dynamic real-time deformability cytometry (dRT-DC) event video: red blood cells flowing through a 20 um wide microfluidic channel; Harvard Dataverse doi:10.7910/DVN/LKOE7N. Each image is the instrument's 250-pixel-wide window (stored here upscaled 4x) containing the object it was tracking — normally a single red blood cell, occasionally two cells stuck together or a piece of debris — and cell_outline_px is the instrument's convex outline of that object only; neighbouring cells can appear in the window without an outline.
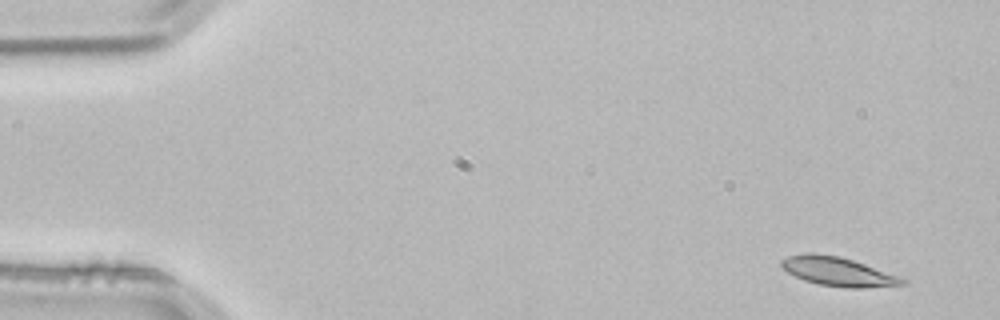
{"species": "common noctule bat (a hibernating species)", "species_latin": "Nyctalus noctula", "temperature_condition": "room temperature", "stored_images_in_passage": 3, "camera_frame_rate_fps": 3000, "um_per_image_px": 0.085, "animal": {"sex": "male", "body_mass_g": 21.5, "forearm_length_mm": 52.0}, "frame": {"image": 1, "passage_image": 1, "time_ms": 0.0, "image_size_px": [1000, 320], "cell_outline_px": [[908, 284], [860, 288], [848, 288], [820, 284], [804, 280], [780, 268], [780, 260], [788, 256], [804, 252], [812, 252], [840, 256], [908, 276]], "centroid_in_image_um": [71.35, 23.07], "position_along_channel_um": 13.7, "area_um2": 21.21}}
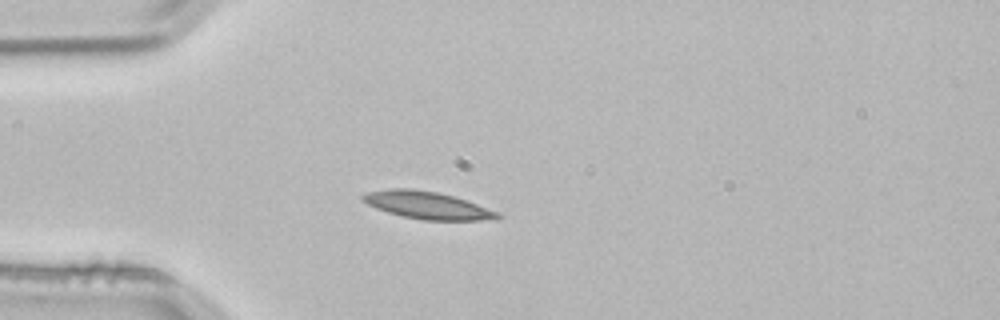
{"frame": {"image": 2, "passage_image": 3, "time_ms": 0.667, "image_size_px": [1000, 320], "cell_outline_px": [[500, 216], [496, 220], [424, 220], [404, 216], [388, 212], [376, 208], [368, 204], [360, 196], [368, 192], [392, 188], [412, 188], [436, 192], [452, 196], [500, 212]], "centroid_in_image_um": [36.33, 17.45], "position_along_channel_um": 48.7, "area_um2": 21.21}}